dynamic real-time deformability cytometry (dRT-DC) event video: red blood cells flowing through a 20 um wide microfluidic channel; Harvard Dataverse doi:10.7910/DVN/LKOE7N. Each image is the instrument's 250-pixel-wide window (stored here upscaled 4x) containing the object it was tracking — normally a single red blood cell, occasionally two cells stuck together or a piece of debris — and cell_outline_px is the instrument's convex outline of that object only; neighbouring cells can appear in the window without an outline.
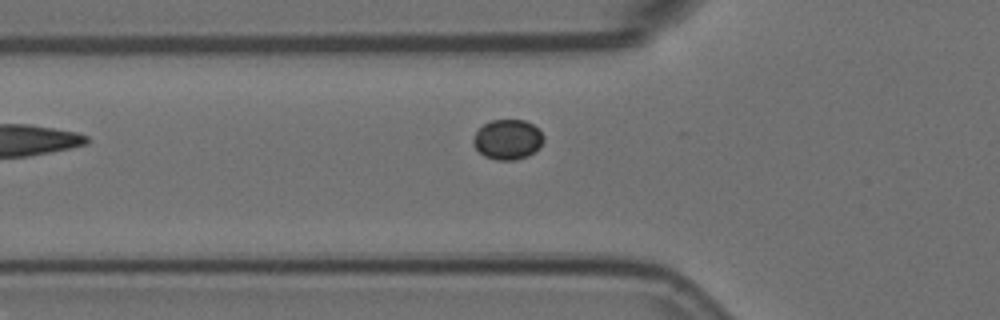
{"species": "Egyptian fruit bat (a non-hibernating species)", "species_latin": "Rousettus aegyptiacus", "temperature_condition": "room temperature", "stored_images_in_passage": 4, "camera_frame_rate_fps": 3000, "um_per_image_px": 0.085, "animal": {"sex": "female"}, "frame": {"image": 1, "passage_image": 3, "time_ms": 0.667, "image_size_px": [1000, 320], "cell_outline_px": [[544, 140], [540, 148], [528, 156], [516, 160], [496, 160], [484, 156], [472, 144], [472, 140], [476, 132], [484, 124], [492, 120], [524, 120], [532, 124], [544, 136]], "centroid_in_image_um": [43.16, 11.87], "position_along_channel_um": 82.6, "area_um2": 16.42}}